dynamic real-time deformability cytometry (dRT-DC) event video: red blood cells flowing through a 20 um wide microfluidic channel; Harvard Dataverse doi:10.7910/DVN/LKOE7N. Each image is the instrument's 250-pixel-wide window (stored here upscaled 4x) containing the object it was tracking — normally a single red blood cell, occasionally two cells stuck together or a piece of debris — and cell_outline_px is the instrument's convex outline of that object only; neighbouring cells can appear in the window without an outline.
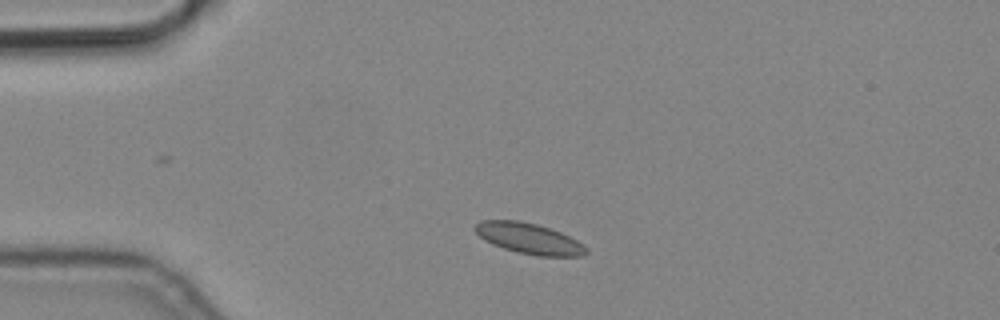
{"species": "common noctule bat (a hibernating species)", "species_latin": "Nyctalus noctula", "temperature_condition": "cold", "stored_images_in_passage": 2, "camera_frame_rate_fps": 3000, "um_per_image_px": 0.085, "animal": {"sex": "male", "body_mass_g": 19.2, "forearm_length_mm": 51.8}, "frame": {"image": 1, "passage_image": 1, "time_ms": 0.0, "image_size_px": [1000, 320], "cell_outline_px": [[588, 252], [584, 256], [536, 256], [516, 252], [492, 244], [484, 240], [472, 228], [480, 220], [520, 220], [536, 224], [560, 232], [584, 244], [588, 248]], "centroid_in_image_um": [44.96, 20.28], "position_along_channel_um": 40.0, "area_um2": 20.0}}